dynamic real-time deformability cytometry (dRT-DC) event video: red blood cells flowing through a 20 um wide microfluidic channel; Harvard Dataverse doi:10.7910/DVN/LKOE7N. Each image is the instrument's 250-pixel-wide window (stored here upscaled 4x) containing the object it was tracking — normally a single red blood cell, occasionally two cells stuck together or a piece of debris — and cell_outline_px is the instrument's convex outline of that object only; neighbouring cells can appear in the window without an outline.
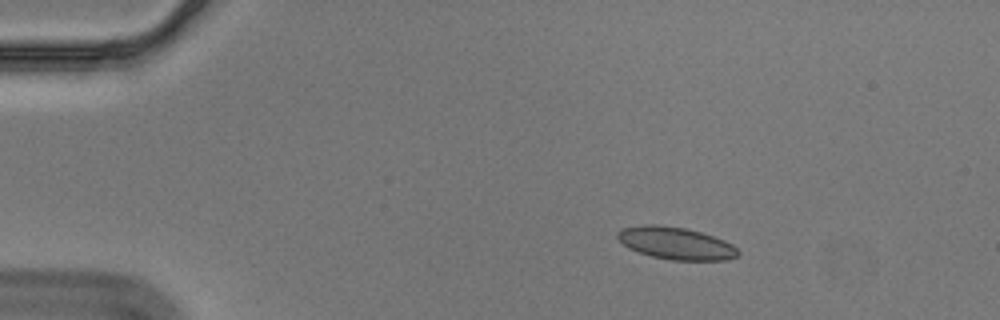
{"species": "Egyptian fruit bat (a non-hibernating species)", "species_latin": "Rousettus aegyptiacus", "temperature_condition": "cold", "stored_images_in_passage": 48, "camera_frame_rate_fps": 3000, "um_per_image_px": 0.085, "animal": {"sex": "male"}, "frame": {"image": 1, "passage_image": 1, "time_ms": 0.0, "image_size_px": [1000, 320], "cell_outline_px": [[740, 252], [736, 256], [728, 260], [672, 260], [652, 256], [628, 248], [616, 236], [616, 232], [620, 228], [644, 224], [656, 224], [684, 228], [700, 232], [724, 240], [732, 244]], "centroid_in_image_um": [57.42, 20.67], "position_along_channel_um": 27.6, "area_um2": 22.6}}
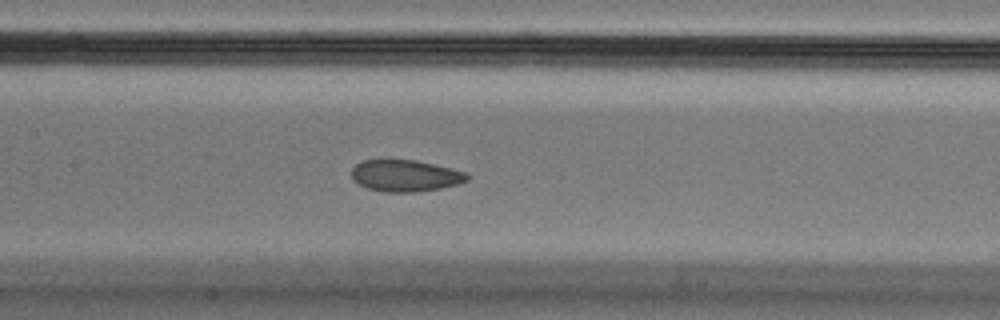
{"frame": {"image": 2, "passage_image": 19, "time_ms": 6.0, "image_size_px": [1000, 320], "cell_outline_px": [[468, 180], [456, 184], [440, 188], [412, 192], [384, 192], [368, 188], [352, 180], [352, 168], [360, 160], [416, 160], [464, 172], [468, 176]], "centroid_in_image_um": [34.39, 14.93], "position_along_channel_um": 173.0, "area_um2": 20.98}}
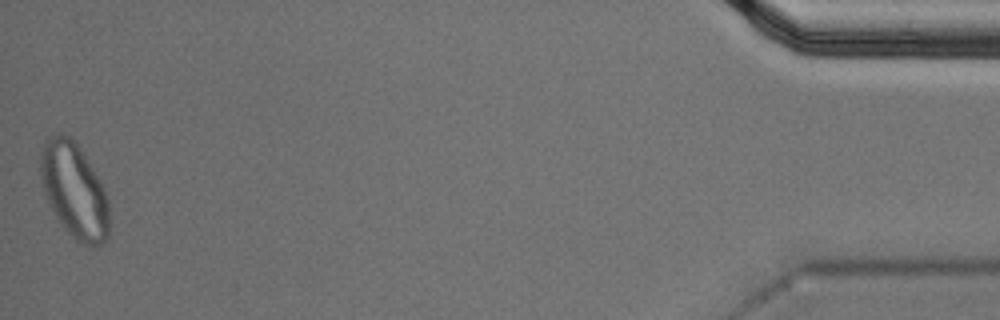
{"frame": {"image": 3, "passage_image": 48, "time_ms": 15.667, "image_size_px": [1000, 320], "cell_outline_px": [[108, 240], [96, 248], [84, 244], [76, 240], [64, 228], [56, 216], [44, 192], [40, 176], [40, 152], [44, 140], [48, 136], [56, 132], [60, 132], [72, 136], [76, 140], [104, 188], [108, 200]], "centroid_in_image_um": [6.3, 16.14], "position_along_channel_um": 428.9, "area_um2": 38.44}, "authors_computed_cell_mechanics": {"area_um2": 22.5998, "velocity_mm_per_s": 3.538, "shape_relaxation_time_tau1_ms": null, "shape_relaxation_time_tau2_ms": 1.5978, "deformation_change_tau1": null, "deformation_change_tau2": 0.0627}}